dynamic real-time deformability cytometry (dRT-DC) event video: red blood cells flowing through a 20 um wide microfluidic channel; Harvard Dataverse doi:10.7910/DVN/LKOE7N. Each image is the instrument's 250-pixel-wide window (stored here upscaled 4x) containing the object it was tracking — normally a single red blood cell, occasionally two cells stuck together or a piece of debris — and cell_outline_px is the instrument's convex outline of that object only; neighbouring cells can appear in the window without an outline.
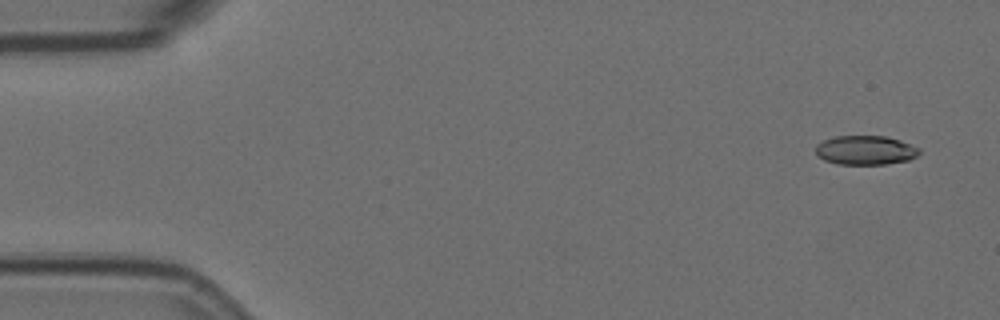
{"species": "Egyptian fruit bat (a non-hibernating species)", "species_latin": "Rousettus aegyptiacus", "temperature_condition": "room temperature", "stored_images_in_passage": 5, "camera_frame_rate_fps": 3000, "um_per_image_px": 0.085, "animal": {"sex": "female"}, "frame": {"image": 1, "passage_image": 1, "time_ms": 0.0, "image_size_px": [1000, 320], "cell_outline_px": [[920, 152], [916, 156], [908, 160], [884, 164], [836, 164], [824, 160], [816, 156], [816, 144], [824, 140], [836, 136], [888, 136], [900, 140], [920, 148]], "centroid_in_image_um": [73.55, 12.76], "position_along_channel_um": 11.5, "area_um2": 17.69}}
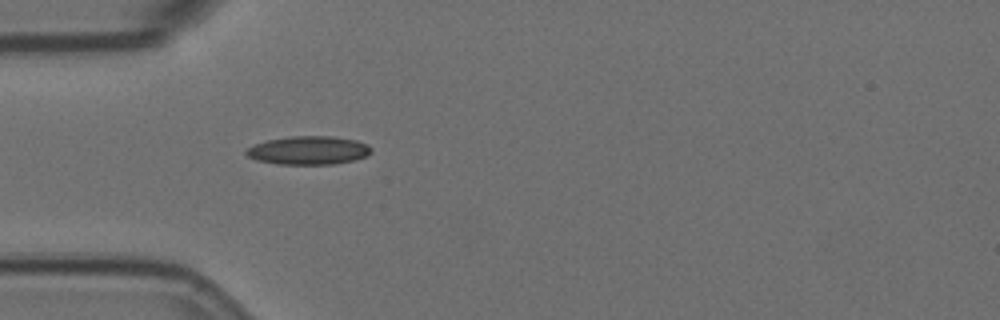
{"frame": {"image": 2, "passage_image": 5, "time_ms": 1.333, "image_size_px": [1000, 320], "cell_outline_px": [[372, 152], [364, 156], [352, 160], [332, 164], [280, 164], [256, 160], [248, 156], [244, 152], [248, 148], [256, 144], [268, 140], [288, 136], [332, 136], [356, 140], [368, 144], [372, 148]], "centroid_in_image_um": [26.23, 12.77], "position_along_channel_um": 58.8, "area_um2": 20.58}}